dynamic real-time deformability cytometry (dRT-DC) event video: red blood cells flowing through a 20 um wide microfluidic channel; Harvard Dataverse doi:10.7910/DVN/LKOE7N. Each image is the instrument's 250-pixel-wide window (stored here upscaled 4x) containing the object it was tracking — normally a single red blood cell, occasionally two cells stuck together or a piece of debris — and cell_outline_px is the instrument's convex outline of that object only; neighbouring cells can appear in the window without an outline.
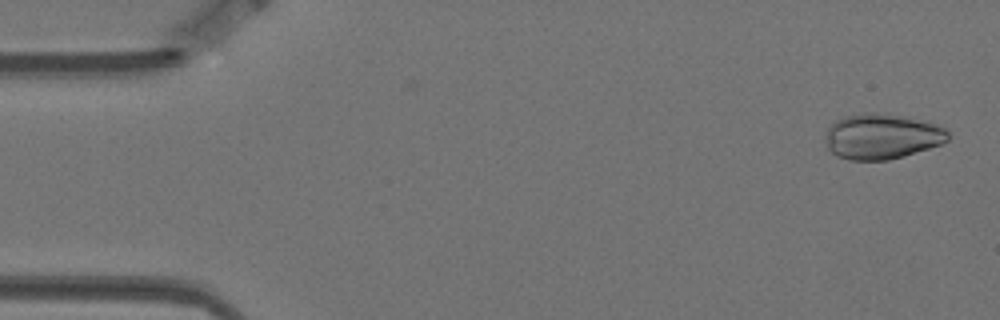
{"species": "Egyptian fruit bat (a non-hibernating species)", "species_latin": "Rousettus aegyptiacus", "temperature_condition": "warm", "stored_images_in_passage": 57, "camera_frame_rate_fps": 3000, "um_per_image_px": 0.085, "animal": {"sex": "female"}, "frame": {"image": 1, "passage_image": 2, "time_ms": 0.333, "image_size_px": [1000, 320], "cell_outline_px": [[948, 140], [940, 144], [904, 156], [888, 160], [848, 160], [836, 156], [828, 148], [824, 136], [828, 128], [836, 120], [844, 116], [864, 112], [872, 112], [896, 116], [936, 124], [944, 128], [948, 132]], "centroid_in_image_um": [74.9, 11.61], "position_along_channel_um": 10.1, "area_um2": 32.08}}
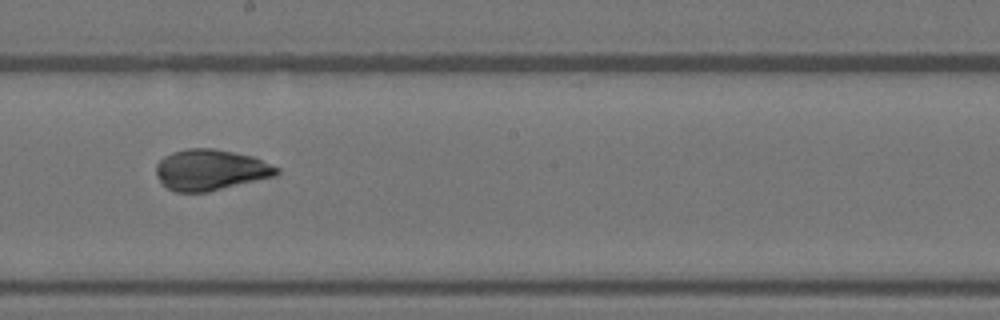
{"frame": {"image": 2, "passage_image": 31, "time_ms": 10.0, "image_size_px": [1000, 320], "cell_outline_px": [[280, 172], [276, 176], [208, 192], [176, 192], [168, 188], [156, 176], [156, 164], [164, 156], [172, 152], [188, 148], [212, 148], [252, 156], [280, 168]], "centroid_in_image_um": [17.9, 14.44], "position_along_channel_um": 230.3, "area_um2": 28.73}}
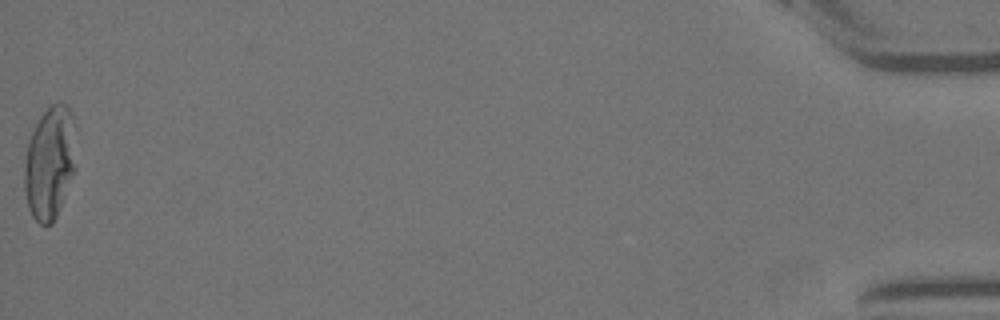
{"frame": {"image": 3, "passage_image": 57, "time_ms": 18.667, "image_size_px": [1000, 320], "cell_outline_px": [[76, 168], [56, 216], [52, 224], [40, 224], [32, 216], [28, 208], [24, 188], [24, 164], [28, 144], [32, 132], [40, 116], [52, 104], [60, 100], [68, 104], [72, 112], [76, 164]], "centroid_in_image_um": [4.23, 13.81], "position_along_channel_um": 431.0, "area_um2": 34.04}}